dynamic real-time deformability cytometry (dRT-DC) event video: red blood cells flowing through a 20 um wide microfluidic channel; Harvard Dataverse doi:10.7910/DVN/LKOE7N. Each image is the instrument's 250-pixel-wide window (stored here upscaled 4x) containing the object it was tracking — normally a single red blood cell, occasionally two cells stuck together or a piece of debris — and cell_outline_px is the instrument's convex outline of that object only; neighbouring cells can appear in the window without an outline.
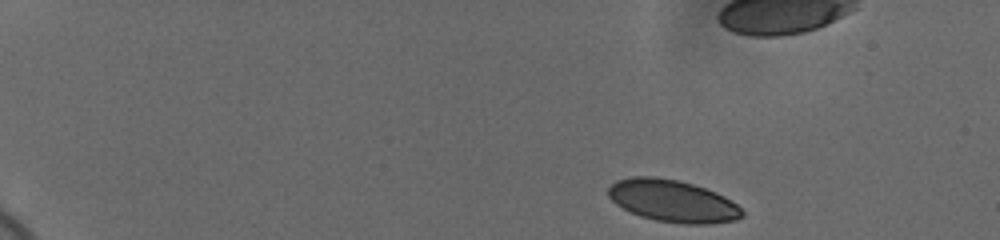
{"species": "human", "species_latin": "Homo sapiens", "temperature_condition": "cold", "stored_images_in_passage": 50, "camera_frame_rate_fps": 3000, "um_per_image_px": 0.085, "donor": {"sex": "female"}, "frame": {"image": 1, "passage_image": 1, "time_ms": 0.0, "image_size_px": [1000, 240], "cell_outline_px": [[744, 216], [736, 220], [708, 224], [684, 224], [656, 220], [640, 216], [616, 204], [608, 196], [608, 188], [616, 180], [632, 176], [656, 176], [676, 180], [692, 184], [716, 192], [724, 196], [736, 204], [744, 212]], "centroid_in_image_um": [57.18, 17.08], "position_along_channel_um": 27.8, "area_um2": 32.77}}
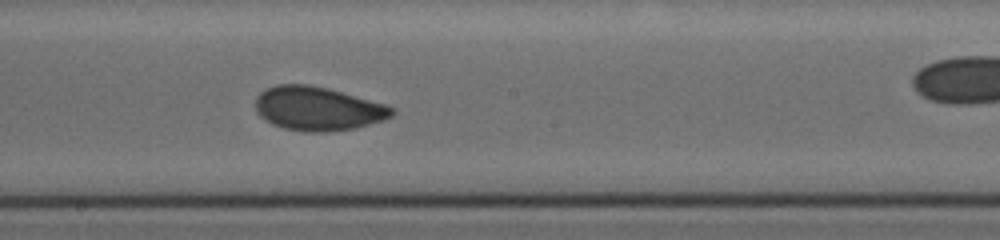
{"frame": {"image": 2, "passage_image": 27, "time_ms": 8.667, "image_size_px": [1000, 240], "cell_outline_px": [[396, 112], [392, 116], [384, 120], [356, 128], [324, 132], [304, 132], [284, 128], [272, 124], [264, 120], [256, 112], [256, 96], [260, 92], [276, 84], [308, 84], [328, 88], [388, 104], [396, 108]], "centroid_in_image_um": [27.05, 9.23], "position_along_channel_um": 221.2, "area_um2": 35.32}}
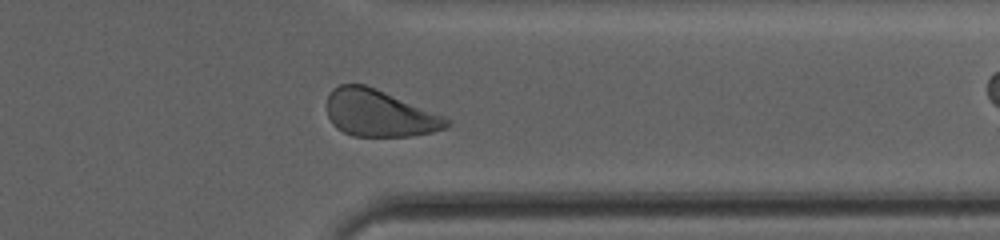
{"frame": {"image": 3, "passage_image": 40, "time_ms": 13.0, "image_size_px": [1000, 240], "cell_outline_px": [[452, 124], [448, 128], [432, 132], [408, 136], [352, 136], [336, 128], [332, 124], [328, 116], [328, 96], [332, 88], [340, 84], [364, 84], [376, 88], [444, 116], [452, 120]], "centroid_in_image_um": [32.26, 9.63], "position_along_channel_um": 379.1, "area_um2": 32.71}, "authors_computed_cell_mechanics": {"area_um2": 33.9864, "velocity_mm_per_s": 3.6459, "shape_relaxation_time_tau1_ms": 4.1715, "shape_relaxation_time_tau2_ms": 0.8327, "deformation_change_tau1": 0.1062, "deformation_change_tau2": 0.0597}}